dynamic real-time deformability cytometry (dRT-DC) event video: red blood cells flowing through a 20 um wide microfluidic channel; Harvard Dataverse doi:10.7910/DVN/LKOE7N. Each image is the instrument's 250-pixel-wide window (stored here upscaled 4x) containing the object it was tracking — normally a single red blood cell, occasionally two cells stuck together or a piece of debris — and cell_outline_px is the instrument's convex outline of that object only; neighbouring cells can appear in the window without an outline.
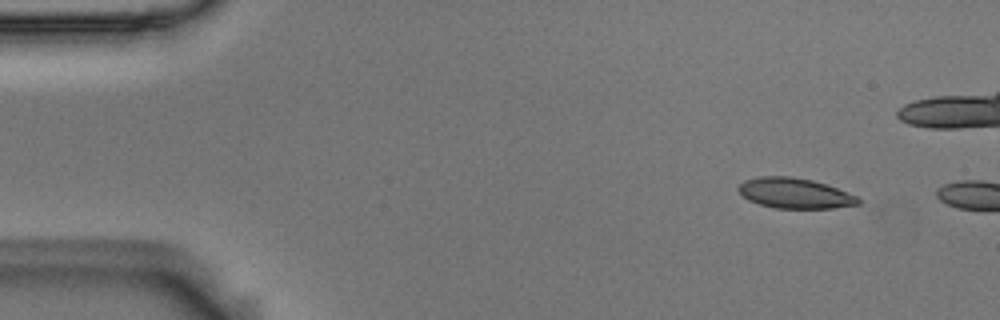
{"species": "Egyptian fruit bat (a non-hibernating species)", "species_latin": "Rousettus aegyptiacus", "temperature_condition": "room temperature", "stored_images_in_passage": 2, "camera_frame_rate_fps": 3000, "um_per_image_px": 0.085, "animal": {"sex": "male"}, "frame": {"image": 1, "passage_image": 1, "time_ms": 0.0, "image_size_px": [1000, 320], "cell_outline_px": [[860, 204], [832, 208], [772, 208], [748, 200], [736, 188], [744, 180], [760, 176], [792, 176], [812, 180], [836, 188], [856, 196], [860, 200]], "centroid_in_image_um": [67.52, 16.42], "position_along_channel_um": 17.5, "area_um2": 21.04}}